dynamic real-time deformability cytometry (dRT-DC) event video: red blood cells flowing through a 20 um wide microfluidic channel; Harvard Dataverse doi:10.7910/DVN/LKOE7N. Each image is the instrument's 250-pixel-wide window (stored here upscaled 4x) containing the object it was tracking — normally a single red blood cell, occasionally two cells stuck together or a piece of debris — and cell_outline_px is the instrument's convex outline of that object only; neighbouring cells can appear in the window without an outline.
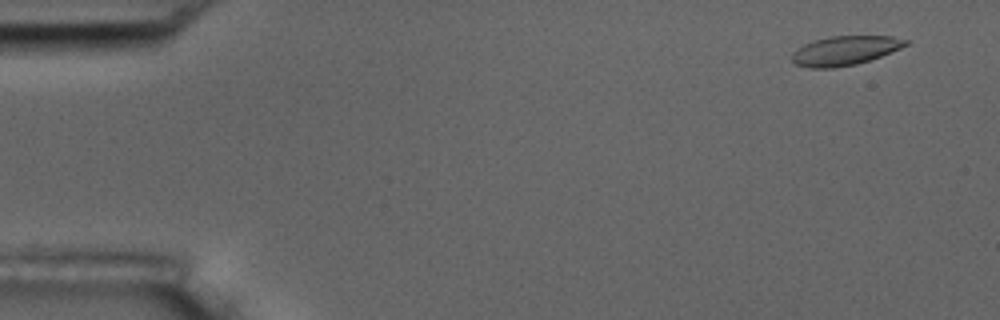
{"species": "common noctule bat (a hibernating species)", "species_latin": "Nyctalus noctula", "temperature_condition": "room temperature", "stored_images_in_passage": 56, "camera_frame_rate_fps": 3000, "um_per_image_px": 0.085, "animal": {"sex": "male", "body_mass_g": 17.5, "forearm_length_mm": 52.3}, "frame": {"image": 1, "passage_image": 4, "time_ms": 1.0, "image_size_px": [1000, 320], "cell_outline_px": [[908, 44], [900, 48], [880, 56], [856, 64], [832, 68], [808, 68], [796, 64], [792, 60], [792, 52], [804, 44], [828, 36], [892, 36], [908, 40]], "centroid_in_image_um": [71.79, 4.3], "position_along_channel_um": 13.2, "area_um2": 19.19}}
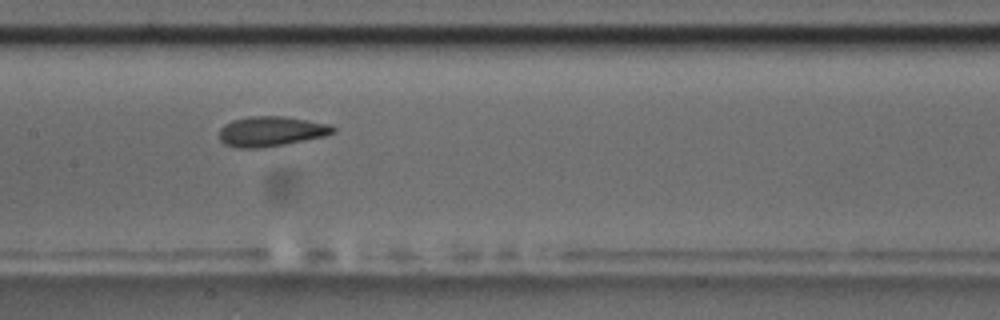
{"frame": {"image": 2, "passage_image": 28, "time_ms": 9.0, "image_size_px": [1000, 320], "cell_outline_px": [[336, 132], [324, 136], [284, 144], [260, 148], [240, 148], [224, 144], [220, 140], [220, 128], [224, 124], [232, 120], [248, 116], [284, 116], [308, 120], [328, 124], [336, 128]], "centroid_in_image_um": [23.03, 11.16], "position_along_channel_um": 184.4, "area_um2": 19.88}}
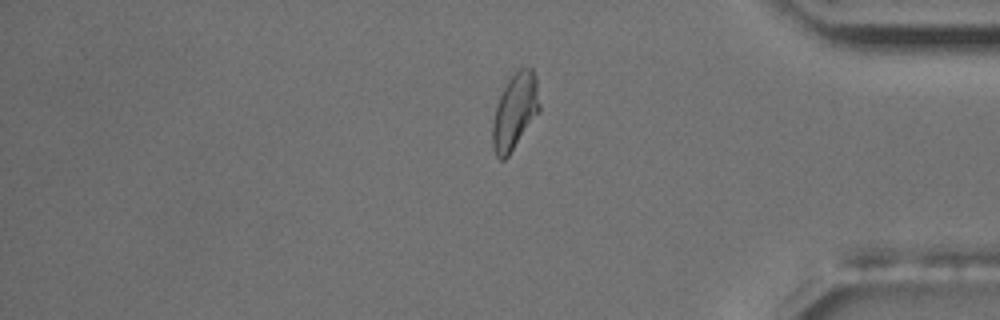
{"frame": {"image": 3, "passage_image": 47, "time_ms": 15.333, "image_size_px": [1000, 320], "cell_outline_px": [[540, 108], [508, 156], [504, 160], [500, 160], [496, 156], [492, 148], [492, 124], [496, 108], [508, 72], [520, 68], [532, 68], [536, 76], [540, 104]], "centroid_in_image_um": [43.74, 9.39], "position_along_channel_um": 391.5, "area_um2": 20.87}, "authors_computed_cell_mechanics": {"area_um2": 19.8832, "velocity_mm_per_s": 3.627, "shape_relaxation_time_tau1_ms": 6.7612, "shape_relaxation_time_tau2_ms": 1.2661, "deformation_change_tau1": 0.1795, "deformation_change_tau2": 0.0682}}